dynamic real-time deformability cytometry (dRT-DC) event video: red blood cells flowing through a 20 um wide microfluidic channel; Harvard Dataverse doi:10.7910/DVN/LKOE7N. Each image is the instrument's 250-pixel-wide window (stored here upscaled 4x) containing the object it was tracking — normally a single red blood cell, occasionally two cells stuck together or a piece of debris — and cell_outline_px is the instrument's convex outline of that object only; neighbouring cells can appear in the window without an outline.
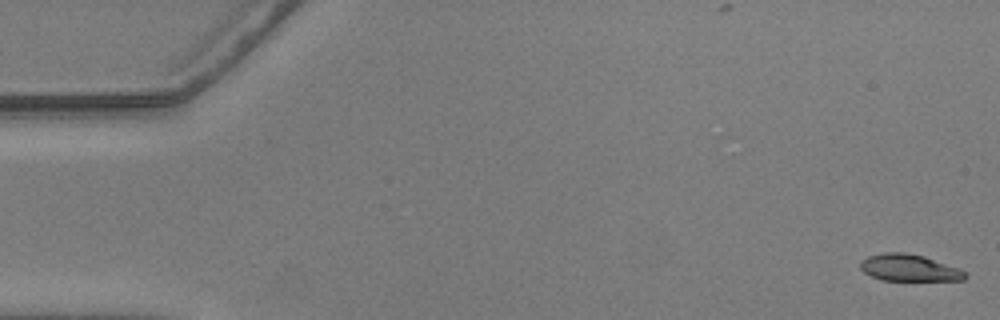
{"species": "common noctule bat (a hibernating species)", "species_latin": "Nyctalus noctula", "temperature_condition": "warm", "stored_images_in_passage": 56, "camera_frame_rate_fps": 3000, "um_per_image_px": 0.085, "animal": {"sex": "male", "body_mass_g": 20.5, "forearm_length_mm": 52.5}, "frame": {"image": 1, "passage_image": 1, "time_ms": 0.0, "image_size_px": [1000, 320], "cell_outline_px": [[968, 276], [964, 280], [880, 280], [864, 272], [860, 268], [860, 260], [868, 256], [884, 252], [904, 252], [924, 256], [960, 268]], "centroid_in_image_um": [77.27, 22.76], "position_along_channel_um": 7.7, "area_um2": 16.42}}
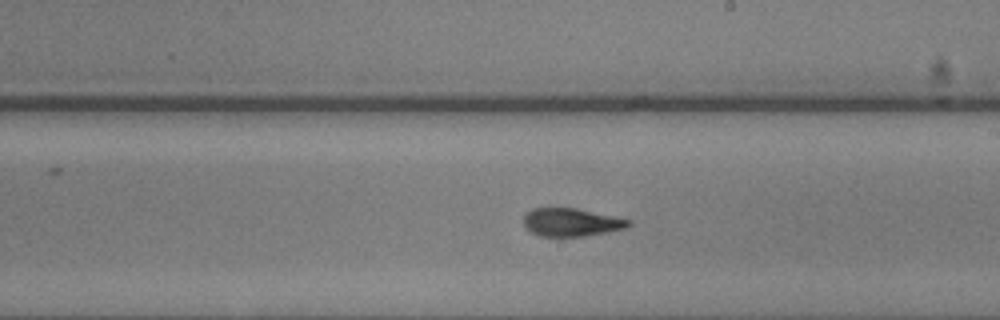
{"frame": {"image": 2, "passage_image": 32, "time_ms": 10.333, "image_size_px": [1000, 320], "cell_outline_px": [[632, 224], [624, 228], [608, 232], [584, 236], [540, 236], [524, 228], [524, 216], [532, 208], [576, 208], [616, 216], [632, 220]], "centroid_in_image_um": [48.58, 18.89], "position_along_channel_um": 240.4, "area_um2": 17.22}}
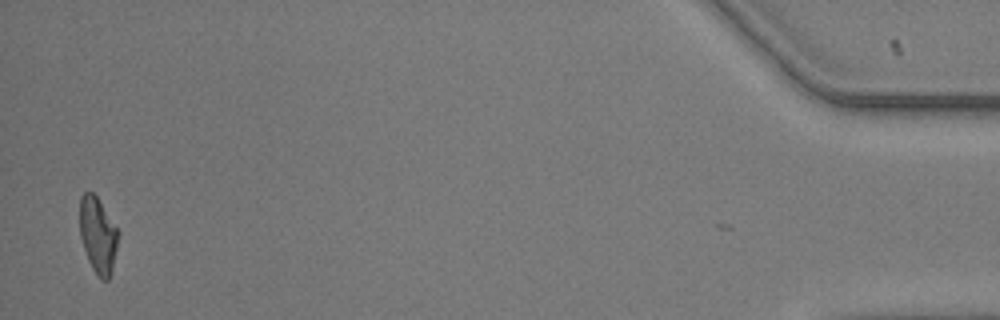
{"frame": {"image": 3, "passage_image": 55, "time_ms": 18.0, "image_size_px": [1000, 320], "cell_outline_px": [[120, 232], [112, 268], [108, 280], [100, 280], [96, 276], [88, 260], [80, 236], [80, 196], [84, 192], [92, 192], [96, 196]], "centroid_in_image_um": [8.32, 20.0], "position_along_channel_um": 426.9, "area_um2": 16.99}, "authors_computed_cell_mechanics": {"area_um2": 17.8024, "velocity_mm_per_s": 3.6127, "shape_relaxation_time_tau1_ms": null, "shape_relaxation_time_tau2_ms": 2.2134, "deformation_change_tau1": null, "deformation_change_tau2": 0.0948}}